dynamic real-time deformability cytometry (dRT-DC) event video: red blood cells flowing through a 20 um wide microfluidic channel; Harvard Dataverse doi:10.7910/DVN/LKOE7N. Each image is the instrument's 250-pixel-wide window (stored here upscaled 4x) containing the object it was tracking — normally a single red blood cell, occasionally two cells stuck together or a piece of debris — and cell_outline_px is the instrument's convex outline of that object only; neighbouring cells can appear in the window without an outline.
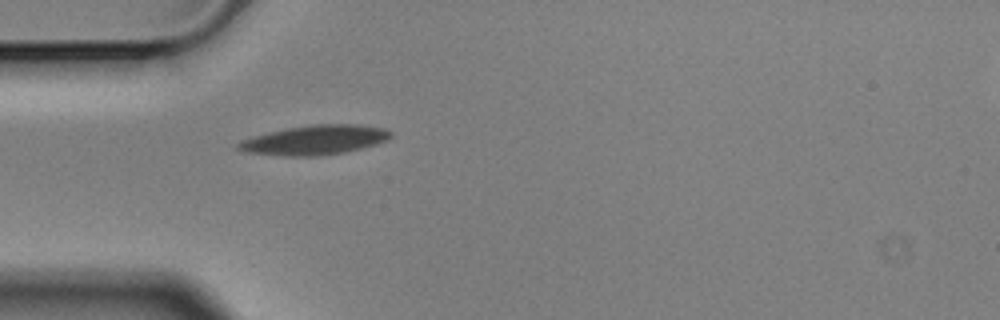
{"species": "Egyptian fruit bat (a non-hibernating species)", "species_latin": "Rousettus aegyptiacus", "temperature_condition": "cold", "stored_images_in_passage": 1, "camera_frame_rate_fps": 3000, "um_per_image_px": 0.085, "animal": {"sex": "male"}, "frame": {"image": 1, "passage_image": 1, "time_ms": 0.0, "image_size_px": [1000, 320], "cell_outline_px": [[392, 136], [388, 140], [376, 144], [344, 152], [320, 156], [280, 156], [240, 152], [236, 148], [236, 144], [240, 140], [252, 136], [268, 132], [288, 128], [312, 124], [360, 124], [384, 128], [392, 132]], "centroid_in_image_um": [26.71, 11.9], "position_along_channel_um": 58.3, "area_um2": 26.59}}